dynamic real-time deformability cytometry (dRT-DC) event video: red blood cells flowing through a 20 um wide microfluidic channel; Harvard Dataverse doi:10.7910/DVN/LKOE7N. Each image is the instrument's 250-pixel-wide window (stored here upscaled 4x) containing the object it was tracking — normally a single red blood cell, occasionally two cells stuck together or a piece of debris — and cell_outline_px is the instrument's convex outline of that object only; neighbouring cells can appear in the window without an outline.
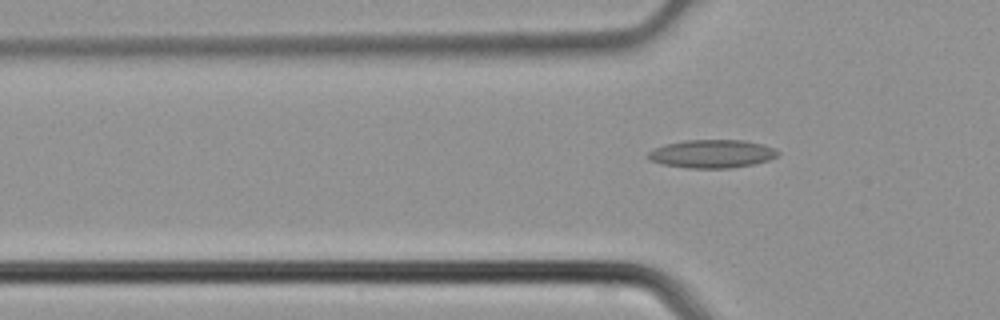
{"species": "common noctule bat (a hibernating species)", "species_latin": "Nyctalus noctula", "temperature_condition": "cold", "stored_images_in_passage": 4, "camera_frame_rate_fps": 3000, "um_per_image_px": 0.085, "animal": {"sex": "male", "body_mass_g": 21.5, "forearm_length_mm": 52.0}, "frame": {"image": 1, "passage_image": 4, "time_ms": 1.0, "image_size_px": [1000, 320], "cell_outline_px": [[780, 152], [776, 156], [768, 160], [752, 164], [728, 168], [688, 168], [660, 164], [648, 160], [648, 152], [652, 148], [664, 144], [684, 140], [744, 140], [764, 144], [776, 148]], "centroid_in_image_um": [60.48, 13.06], "position_along_channel_um": 65.3, "area_um2": 21.56}}